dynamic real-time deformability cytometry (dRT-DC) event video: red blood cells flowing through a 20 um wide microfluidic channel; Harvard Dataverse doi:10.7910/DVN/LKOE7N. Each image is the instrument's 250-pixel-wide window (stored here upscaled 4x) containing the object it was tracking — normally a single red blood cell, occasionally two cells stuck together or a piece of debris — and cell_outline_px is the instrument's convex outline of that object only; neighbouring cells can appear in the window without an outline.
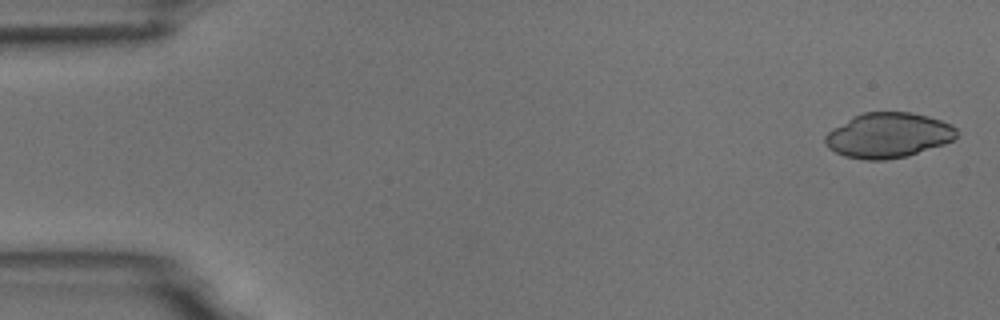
{"species": "common noctule bat (a hibernating species)", "species_latin": "Nyctalus noctula", "temperature_condition": "room temperature", "stored_images_in_passage": 6, "camera_frame_rate_fps": 3000, "um_per_image_px": 0.085, "animal": {"sex": "male", "body_mass_g": 18.8}, "frame": {"image": 1, "passage_image": 1, "time_ms": 0.0, "image_size_px": [1000, 320], "cell_outline_px": [[956, 136], [952, 140], [944, 144], [908, 156], [884, 160], [864, 160], [844, 156], [828, 148], [824, 144], [824, 136], [832, 128], [852, 116], [864, 112], [912, 112], [928, 116], [952, 124], [956, 128]], "centroid_in_image_um": [75.47, 11.5], "position_along_channel_um": 9.5, "area_um2": 34.74}}